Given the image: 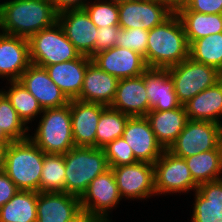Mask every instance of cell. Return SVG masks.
I'll list each match as a JSON object with an SVG mask.
<instances>
[{
	"label": "cell",
	"mask_w": 222,
	"mask_h": 222,
	"mask_svg": "<svg viewBox=\"0 0 222 222\" xmlns=\"http://www.w3.org/2000/svg\"><path fill=\"white\" fill-rule=\"evenodd\" d=\"M58 13L50 0H4L0 3V32L29 39L54 25Z\"/></svg>",
	"instance_id": "6da1fadb"
},
{
	"label": "cell",
	"mask_w": 222,
	"mask_h": 222,
	"mask_svg": "<svg viewBox=\"0 0 222 222\" xmlns=\"http://www.w3.org/2000/svg\"><path fill=\"white\" fill-rule=\"evenodd\" d=\"M147 41L144 61L148 68L167 69L189 57V43L182 22L175 12L148 31Z\"/></svg>",
	"instance_id": "7a4b0ae2"
},
{
	"label": "cell",
	"mask_w": 222,
	"mask_h": 222,
	"mask_svg": "<svg viewBox=\"0 0 222 222\" xmlns=\"http://www.w3.org/2000/svg\"><path fill=\"white\" fill-rule=\"evenodd\" d=\"M44 155L30 138L12 141L6 147L4 172L19 190L40 192Z\"/></svg>",
	"instance_id": "3957f363"
},
{
	"label": "cell",
	"mask_w": 222,
	"mask_h": 222,
	"mask_svg": "<svg viewBox=\"0 0 222 222\" xmlns=\"http://www.w3.org/2000/svg\"><path fill=\"white\" fill-rule=\"evenodd\" d=\"M64 192L81 197L98 175L109 169L103 148L75 146L64 154Z\"/></svg>",
	"instance_id": "277c9868"
},
{
	"label": "cell",
	"mask_w": 222,
	"mask_h": 222,
	"mask_svg": "<svg viewBox=\"0 0 222 222\" xmlns=\"http://www.w3.org/2000/svg\"><path fill=\"white\" fill-rule=\"evenodd\" d=\"M37 128L29 138L45 154H65L75 147L72 135L70 101L59 108L43 109ZM33 135V136H32Z\"/></svg>",
	"instance_id": "5b68a950"
},
{
	"label": "cell",
	"mask_w": 222,
	"mask_h": 222,
	"mask_svg": "<svg viewBox=\"0 0 222 222\" xmlns=\"http://www.w3.org/2000/svg\"><path fill=\"white\" fill-rule=\"evenodd\" d=\"M30 61L41 67L75 60L81 54L66 37L58 21L29 39Z\"/></svg>",
	"instance_id": "8992f818"
},
{
	"label": "cell",
	"mask_w": 222,
	"mask_h": 222,
	"mask_svg": "<svg viewBox=\"0 0 222 222\" xmlns=\"http://www.w3.org/2000/svg\"><path fill=\"white\" fill-rule=\"evenodd\" d=\"M167 69L174 82V91L181 105H185L198 93L222 79V73L218 69L194 61L190 57Z\"/></svg>",
	"instance_id": "52a82bcc"
},
{
	"label": "cell",
	"mask_w": 222,
	"mask_h": 222,
	"mask_svg": "<svg viewBox=\"0 0 222 222\" xmlns=\"http://www.w3.org/2000/svg\"><path fill=\"white\" fill-rule=\"evenodd\" d=\"M222 143V125L200 120H188L168 151L180 158L216 149Z\"/></svg>",
	"instance_id": "ba28073f"
},
{
	"label": "cell",
	"mask_w": 222,
	"mask_h": 222,
	"mask_svg": "<svg viewBox=\"0 0 222 222\" xmlns=\"http://www.w3.org/2000/svg\"><path fill=\"white\" fill-rule=\"evenodd\" d=\"M156 196L196 191L198 184L193 180L185 159L164 150L154 163ZM172 193V194H171Z\"/></svg>",
	"instance_id": "9c48e42d"
},
{
	"label": "cell",
	"mask_w": 222,
	"mask_h": 222,
	"mask_svg": "<svg viewBox=\"0 0 222 222\" xmlns=\"http://www.w3.org/2000/svg\"><path fill=\"white\" fill-rule=\"evenodd\" d=\"M122 201L112 168L98 175L80 197L81 210L99 222H112L111 210Z\"/></svg>",
	"instance_id": "30bf717a"
},
{
	"label": "cell",
	"mask_w": 222,
	"mask_h": 222,
	"mask_svg": "<svg viewBox=\"0 0 222 222\" xmlns=\"http://www.w3.org/2000/svg\"><path fill=\"white\" fill-rule=\"evenodd\" d=\"M111 168L122 199L134 201L156 196L154 164L137 161Z\"/></svg>",
	"instance_id": "8fae6325"
},
{
	"label": "cell",
	"mask_w": 222,
	"mask_h": 222,
	"mask_svg": "<svg viewBox=\"0 0 222 222\" xmlns=\"http://www.w3.org/2000/svg\"><path fill=\"white\" fill-rule=\"evenodd\" d=\"M119 26L122 29L151 30L167 20L174 11L164 0L118 3Z\"/></svg>",
	"instance_id": "7c38bea8"
},
{
	"label": "cell",
	"mask_w": 222,
	"mask_h": 222,
	"mask_svg": "<svg viewBox=\"0 0 222 222\" xmlns=\"http://www.w3.org/2000/svg\"><path fill=\"white\" fill-rule=\"evenodd\" d=\"M122 137L131 147L137 161L154 164L163 153L155 134L145 116L129 117Z\"/></svg>",
	"instance_id": "4fadbf2b"
},
{
	"label": "cell",
	"mask_w": 222,
	"mask_h": 222,
	"mask_svg": "<svg viewBox=\"0 0 222 222\" xmlns=\"http://www.w3.org/2000/svg\"><path fill=\"white\" fill-rule=\"evenodd\" d=\"M58 23L69 41L81 54L93 57L98 28L85 9L67 10L58 14Z\"/></svg>",
	"instance_id": "5bb4252c"
},
{
	"label": "cell",
	"mask_w": 222,
	"mask_h": 222,
	"mask_svg": "<svg viewBox=\"0 0 222 222\" xmlns=\"http://www.w3.org/2000/svg\"><path fill=\"white\" fill-rule=\"evenodd\" d=\"M92 62L118 79L138 77L148 69L142 55L119 46L97 53Z\"/></svg>",
	"instance_id": "9a60e30c"
},
{
	"label": "cell",
	"mask_w": 222,
	"mask_h": 222,
	"mask_svg": "<svg viewBox=\"0 0 222 222\" xmlns=\"http://www.w3.org/2000/svg\"><path fill=\"white\" fill-rule=\"evenodd\" d=\"M18 81L37 99L42 109L69 104L70 100L51 80L45 67L31 63Z\"/></svg>",
	"instance_id": "2e32d148"
},
{
	"label": "cell",
	"mask_w": 222,
	"mask_h": 222,
	"mask_svg": "<svg viewBox=\"0 0 222 222\" xmlns=\"http://www.w3.org/2000/svg\"><path fill=\"white\" fill-rule=\"evenodd\" d=\"M30 64L28 39L0 32V78L18 81Z\"/></svg>",
	"instance_id": "e0dca14e"
},
{
	"label": "cell",
	"mask_w": 222,
	"mask_h": 222,
	"mask_svg": "<svg viewBox=\"0 0 222 222\" xmlns=\"http://www.w3.org/2000/svg\"><path fill=\"white\" fill-rule=\"evenodd\" d=\"M107 106L70 100L72 135L75 146L95 147L97 124Z\"/></svg>",
	"instance_id": "ac0fdd59"
},
{
	"label": "cell",
	"mask_w": 222,
	"mask_h": 222,
	"mask_svg": "<svg viewBox=\"0 0 222 222\" xmlns=\"http://www.w3.org/2000/svg\"><path fill=\"white\" fill-rule=\"evenodd\" d=\"M80 211V197L65 192H37V222H67Z\"/></svg>",
	"instance_id": "d6986e66"
},
{
	"label": "cell",
	"mask_w": 222,
	"mask_h": 222,
	"mask_svg": "<svg viewBox=\"0 0 222 222\" xmlns=\"http://www.w3.org/2000/svg\"><path fill=\"white\" fill-rule=\"evenodd\" d=\"M144 73L133 78L119 79L111 108L130 117L146 116L149 112V99L146 94Z\"/></svg>",
	"instance_id": "ffe728a7"
},
{
	"label": "cell",
	"mask_w": 222,
	"mask_h": 222,
	"mask_svg": "<svg viewBox=\"0 0 222 222\" xmlns=\"http://www.w3.org/2000/svg\"><path fill=\"white\" fill-rule=\"evenodd\" d=\"M92 58L80 55L75 60L46 66L51 80L61 89L69 100L77 99L83 86L84 74Z\"/></svg>",
	"instance_id": "44dd1931"
},
{
	"label": "cell",
	"mask_w": 222,
	"mask_h": 222,
	"mask_svg": "<svg viewBox=\"0 0 222 222\" xmlns=\"http://www.w3.org/2000/svg\"><path fill=\"white\" fill-rule=\"evenodd\" d=\"M144 82L149 99V111H166L181 106L168 69L148 68L144 72Z\"/></svg>",
	"instance_id": "7402d4cb"
},
{
	"label": "cell",
	"mask_w": 222,
	"mask_h": 222,
	"mask_svg": "<svg viewBox=\"0 0 222 222\" xmlns=\"http://www.w3.org/2000/svg\"><path fill=\"white\" fill-rule=\"evenodd\" d=\"M119 79L91 62L85 71L82 90L77 100L110 106L115 98Z\"/></svg>",
	"instance_id": "603a6c76"
},
{
	"label": "cell",
	"mask_w": 222,
	"mask_h": 222,
	"mask_svg": "<svg viewBox=\"0 0 222 222\" xmlns=\"http://www.w3.org/2000/svg\"><path fill=\"white\" fill-rule=\"evenodd\" d=\"M145 117L164 150H168L175 142L189 120L183 105L166 111L150 110Z\"/></svg>",
	"instance_id": "cb8c5ba5"
},
{
	"label": "cell",
	"mask_w": 222,
	"mask_h": 222,
	"mask_svg": "<svg viewBox=\"0 0 222 222\" xmlns=\"http://www.w3.org/2000/svg\"><path fill=\"white\" fill-rule=\"evenodd\" d=\"M191 222H222V179L198 185Z\"/></svg>",
	"instance_id": "d4e9b609"
},
{
	"label": "cell",
	"mask_w": 222,
	"mask_h": 222,
	"mask_svg": "<svg viewBox=\"0 0 222 222\" xmlns=\"http://www.w3.org/2000/svg\"><path fill=\"white\" fill-rule=\"evenodd\" d=\"M189 120L210 121L222 125V79L194 96L185 105Z\"/></svg>",
	"instance_id": "484cf974"
},
{
	"label": "cell",
	"mask_w": 222,
	"mask_h": 222,
	"mask_svg": "<svg viewBox=\"0 0 222 222\" xmlns=\"http://www.w3.org/2000/svg\"><path fill=\"white\" fill-rule=\"evenodd\" d=\"M189 45L200 38L222 32V14H203L191 10H176Z\"/></svg>",
	"instance_id": "4316f807"
},
{
	"label": "cell",
	"mask_w": 222,
	"mask_h": 222,
	"mask_svg": "<svg viewBox=\"0 0 222 222\" xmlns=\"http://www.w3.org/2000/svg\"><path fill=\"white\" fill-rule=\"evenodd\" d=\"M184 159L198 185L222 179V143L216 149Z\"/></svg>",
	"instance_id": "83f0119b"
},
{
	"label": "cell",
	"mask_w": 222,
	"mask_h": 222,
	"mask_svg": "<svg viewBox=\"0 0 222 222\" xmlns=\"http://www.w3.org/2000/svg\"><path fill=\"white\" fill-rule=\"evenodd\" d=\"M0 222H37V192L19 190L0 208Z\"/></svg>",
	"instance_id": "f1b7e54d"
},
{
	"label": "cell",
	"mask_w": 222,
	"mask_h": 222,
	"mask_svg": "<svg viewBox=\"0 0 222 222\" xmlns=\"http://www.w3.org/2000/svg\"><path fill=\"white\" fill-rule=\"evenodd\" d=\"M6 84H10L8 90L3 91L2 88L0 90L7 96L24 123L32 124V121L38 119L43 112L37 99L19 81H8Z\"/></svg>",
	"instance_id": "f546056e"
},
{
	"label": "cell",
	"mask_w": 222,
	"mask_h": 222,
	"mask_svg": "<svg viewBox=\"0 0 222 222\" xmlns=\"http://www.w3.org/2000/svg\"><path fill=\"white\" fill-rule=\"evenodd\" d=\"M129 115L107 106L97 124L95 147L103 148L113 140L122 137Z\"/></svg>",
	"instance_id": "4dcf8cb0"
},
{
	"label": "cell",
	"mask_w": 222,
	"mask_h": 222,
	"mask_svg": "<svg viewBox=\"0 0 222 222\" xmlns=\"http://www.w3.org/2000/svg\"><path fill=\"white\" fill-rule=\"evenodd\" d=\"M189 57L222 73V32L194 40L189 45Z\"/></svg>",
	"instance_id": "1f68e13d"
},
{
	"label": "cell",
	"mask_w": 222,
	"mask_h": 222,
	"mask_svg": "<svg viewBox=\"0 0 222 222\" xmlns=\"http://www.w3.org/2000/svg\"><path fill=\"white\" fill-rule=\"evenodd\" d=\"M64 154H45L41 171L40 192H64Z\"/></svg>",
	"instance_id": "d6a6232c"
},
{
	"label": "cell",
	"mask_w": 222,
	"mask_h": 222,
	"mask_svg": "<svg viewBox=\"0 0 222 222\" xmlns=\"http://www.w3.org/2000/svg\"><path fill=\"white\" fill-rule=\"evenodd\" d=\"M0 127L12 141L29 138L31 127L19 117L7 96L0 90Z\"/></svg>",
	"instance_id": "836d02e7"
},
{
	"label": "cell",
	"mask_w": 222,
	"mask_h": 222,
	"mask_svg": "<svg viewBox=\"0 0 222 222\" xmlns=\"http://www.w3.org/2000/svg\"><path fill=\"white\" fill-rule=\"evenodd\" d=\"M84 9L97 28L119 26L118 3L113 0H90Z\"/></svg>",
	"instance_id": "e575fe53"
},
{
	"label": "cell",
	"mask_w": 222,
	"mask_h": 222,
	"mask_svg": "<svg viewBox=\"0 0 222 222\" xmlns=\"http://www.w3.org/2000/svg\"><path fill=\"white\" fill-rule=\"evenodd\" d=\"M109 168L137 162L131 147L123 137H119L103 147Z\"/></svg>",
	"instance_id": "d590c367"
},
{
	"label": "cell",
	"mask_w": 222,
	"mask_h": 222,
	"mask_svg": "<svg viewBox=\"0 0 222 222\" xmlns=\"http://www.w3.org/2000/svg\"><path fill=\"white\" fill-rule=\"evenodd\" d=\"M148 31L144 29H120L119 37L116 40V46L131 49L146 57L148 44Z\"/></svg>",
	"instance_id": "8d00e7d4"
},
{
	"label": "cell",
	"mask_w": 222,
	"mask_h": 222,
	"mask_svg": "<svg viewBox=\"0 0 222 222\" xmlns=\"http://www.w3.org/2000/svg\"><path fill=\"white\" fill-rule=\"evenodd\" d=\"M120 26H108L98 28L96 35V44L93 49V56L97 53L116 46V40L120 34Z\"/></svg>",
	"instance_id": "74e56055"
},
{
	"label": "cell",
	"mask_w": 222,
	"mask_h": 222,
	"mask_svg": "<svg viewBox=\"0 0 222 222\" xmlns=\"http://www.w3.org/2000/svg\"><path fill=\"white\" fill-rule=\"evenodd\" d=\"M177 10H191L203 14H222V0H189Z\"/></svg>",
	"instance_id": "f35d334b"
},
{
	"label": "cell",
	"mask_w": 222,
	"mask_h": 222,
	"mask_svg": "<svg viewBox=\"0 0 222 222\" xmlns=\"http://www.w3.org/2000/svg\"><path fill=\"white\" fill-rule=\"evenodd\" d=\"M19 189L5 172L0 173V208L5 205Z\"/></svg>",
	"instance_id": "ab89813d"
},
{
	"label": "cell",
	"mask_w": 222,
	"mask_h": 222,
	"mask_svg": "<svg viewBox=\"0 0 222 222\" xmlns=\"http://www.w3.org/2000/svg\"><path fill=\"white\" fill-rule=\"evenodd\" d=\"M50 2L59 14L67 10L84 9L90 0H50Z\"/></svg>",
	"instance_id": "60d3db41"
},
{
	"label": "cell",
	"mask_w": 222,
	"mask_h": 222,
	"mask_svg": "<svg viewBox=\"0 0 222 222\" xmlns=\"http://www.w3.org/2000/svg\"><path fill=\"white\" fill-rule=\"evenodd\" d=\"M67 222H99L95 217L89 215L86 211L81 210L74 218Z\"/></svg>",
	"instance_id": "b9f144b4"
},
{
	"label": "cell",
	"mask_w": 222,
	"mask_h": 222,
	"mask_svg": "<svg viewBox=\"0 0 222 222\" xmlns=\"http://www.w3.org/2000/svg\"><path fill=\"white\" fill-rule=\"evenodd\" d=\"M164 1L175 12L178 8L185 6L189 0H164Z\"/></svg>",
	"instance_id": "7bdbcfd3"
},
{
	"label": "cell",
	"mask_w": 222,
	"mask_h": 222,
	"mask_svg": "<svg viewBox=\"0 0 222 222\" xmlns=\"http://www.w3.org/2000/svg\"><path fill=\"white\" fill-rule=\"evenodd\" d=\"M6 147L0 144V173L4 172Z\"/></svg>",
	"instance_id": "ee69618b"
},
{
	"label": "cell",
	"mask_w": 222,
	"mask_h": 222,
	"mask_svg": "<svg viewBox=\"0 0 222 222\" xmlns=\"http://www.w3.org/2000/svg\"><path fill=\"white\" fill-rule=\"evenodd\" d=\"M12 140L5 134V132L0 127V144L7 146Z\"/></svg>",
	"instance_id": "f6af8a7d"
},
{
	"label": "cell",
	"mask_w": 222,
	"mask_h": 222,
	"mask_svg": "<svg viewBox=\"0 0 222 222\" xmlns=\"http://www.w3.org/2000/svg\"><path fill=\"white\" fill-rule=\"evenodd\" d=\"M116 3H120V2H136V1H144V0H113Z\"/></svg>",
	"instance_id": "bcb514c9"
}]
</instances>
